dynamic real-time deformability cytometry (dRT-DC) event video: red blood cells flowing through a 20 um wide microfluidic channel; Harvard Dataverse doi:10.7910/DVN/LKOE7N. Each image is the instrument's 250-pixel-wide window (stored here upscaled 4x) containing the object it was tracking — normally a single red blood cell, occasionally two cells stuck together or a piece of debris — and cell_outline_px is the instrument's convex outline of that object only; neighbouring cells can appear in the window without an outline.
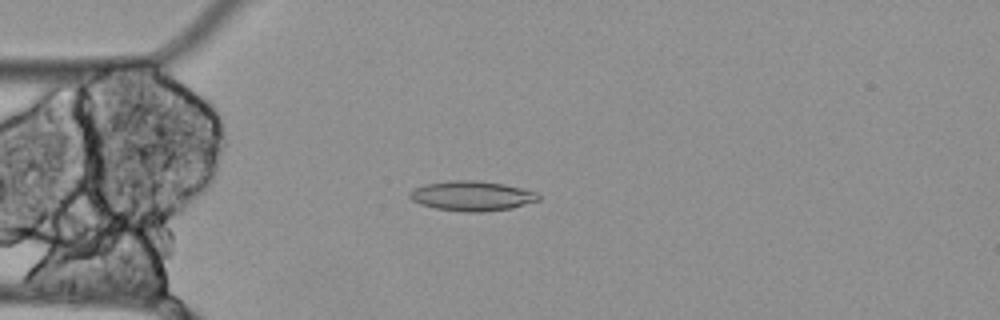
{"species": "Egyptian fruit bat (a non-hibernating species)", "species_latin": "Rousettus aegyptiacus", "temperature_condition": "cold", "stored_images_in_passage": 53, "camera_frame_rate_fps": 3000, "um_per_image_px": 0.085, "animal": {"sex": "female"}, "frame": {"image": 1, "passage_image": 11, "time_ms": 3.333, "image_size_px": [1000, 320], "cell_outline_px": [[540, 200], [512, 208], [484, 212], [464, 212], [436, 208], [420, 204], [412, 200], [408, 196], [408, 192], [412, 188], [424, 184], [452, 180], [476, 180], [504, 184], [536, 192], [540, 196]], "centroid_in_image_um": [40.08, 16.65], "position_along_channel_um": 44.9, "area_um2": 22.54}}
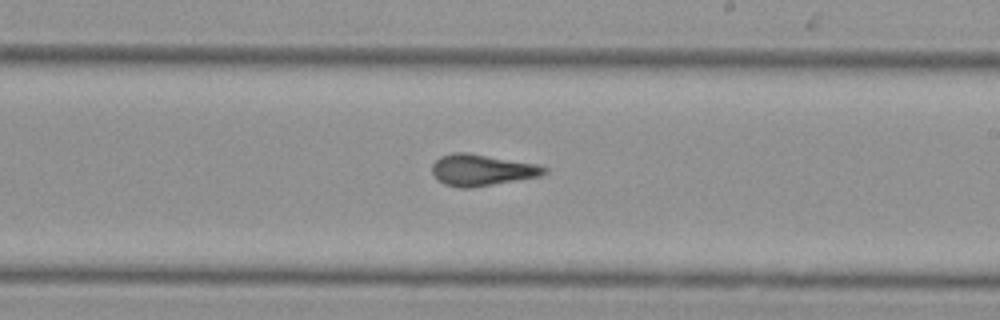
{"frame": {"image": 2, "passage_image": 29, "time_ms": 9.333, "image_size_px": [1000, 320], "cell_outline_px": [[548, 172], [540, 176], [468, 188], [460, 188], [444, 184], [432, 172], [432, 164], [440, 156], [452, 152], [468, 152], [540, 164], [548, 168]], "centroid_in_image_um": [40.98, 14.43], "position_along_channel_um": 248.0, "area_um2": 20.58}}
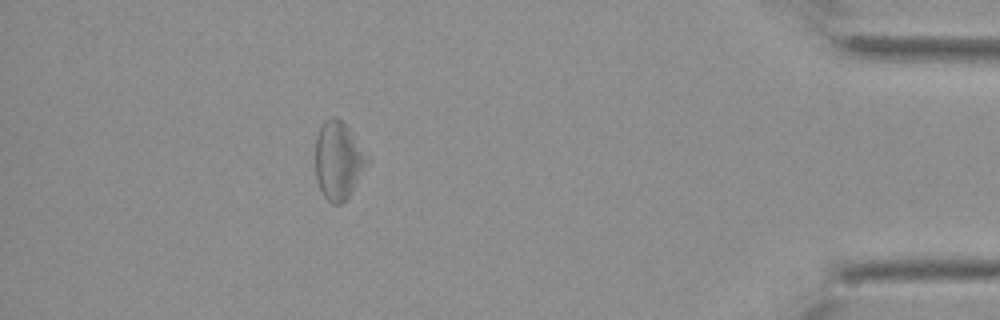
{"frame": {"image": 3, "passage_image": 47, "time_ms": 15.333, "image_size_px": [1000, 320], "cell_outline_px": [[372, 160], [348, 196], [340, 204], [332, 204], [324, 196], [316, 180], [316, 136], [324, 120], [332, 116], [336, 116], [348, 128]], "centroid_in_image_um": [28.78, 13.63], "position_along_channel_um": 406.4, "area_um2": 23.52}, "authors_computed_cell_mechanics": {"area_um2": 21.9062, "velocity_mm_per_s": 3.463, "shape_relaxation_time_tau1_ms": null, "shape_relaxation_time_tau2_ms": 3.7369, "deformation_change_tau1": null, "deformation_change_tau2": 0.1302}}